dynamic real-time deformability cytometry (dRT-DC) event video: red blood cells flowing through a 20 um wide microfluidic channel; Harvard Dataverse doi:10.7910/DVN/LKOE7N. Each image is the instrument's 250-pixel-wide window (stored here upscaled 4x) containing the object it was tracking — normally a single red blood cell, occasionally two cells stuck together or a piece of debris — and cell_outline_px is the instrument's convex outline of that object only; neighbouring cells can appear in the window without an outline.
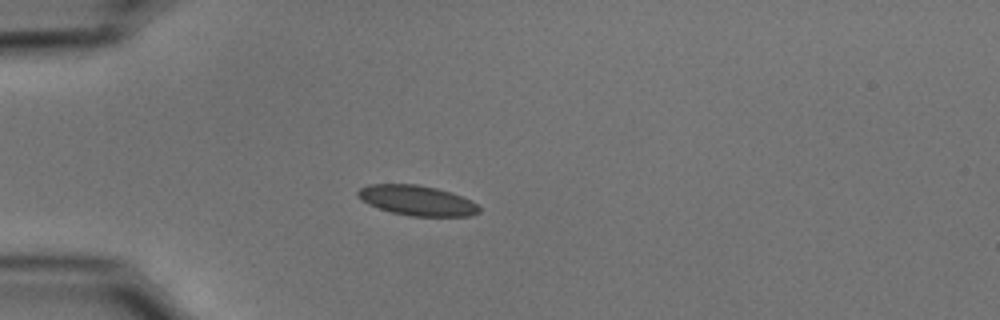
{"species": "common noctule bat (a hibernating species)", "species_latin": "Nyctalus noctula", "temperature_condition": "cold", "stored_images_in_passage": 40, "camera_frame_rate_fps": 3000, "um_per_image_px": 0.085, "animal": {"sex": "male", "body_mass_g": 15.6}, "frame": {"image": 1, "passage_image": 1, "time_ms": 0.0, "image_size_px": [1000, 320], "cell_outline_px": [[480, 212], [472, 216], [408, 216], [392, 212], [368, 204], [356, 196], [356, 192], [360, 188], [368, 184], [416, 184], [436, 188], [452, 192], [472, 200], [480, 208]], "centroid_in_image_um": [35.45, 17.03], "position_along_channel_um": 49.5, "area_um2": 21.39}}
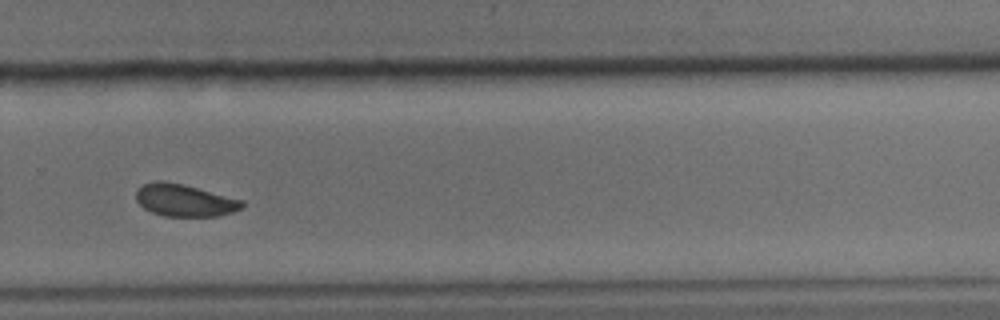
{"frame": {"image": 2, "passage_image": 24, "time_ms": 7.667, "image_size_px": [1000, 320], "cell_outline_px": [[244, 208], [232, 212], [216, 216], [164, 216], [152, 212], [144, 208], [136, 200], [136, 192], [144, 184], [152, 180], [160, 180], [184, 184], [244, 200]], "centroid_in_image_um": [15.71, 17.02], "position_along_channel_um": 314.1, "area_um2": 20.0}}
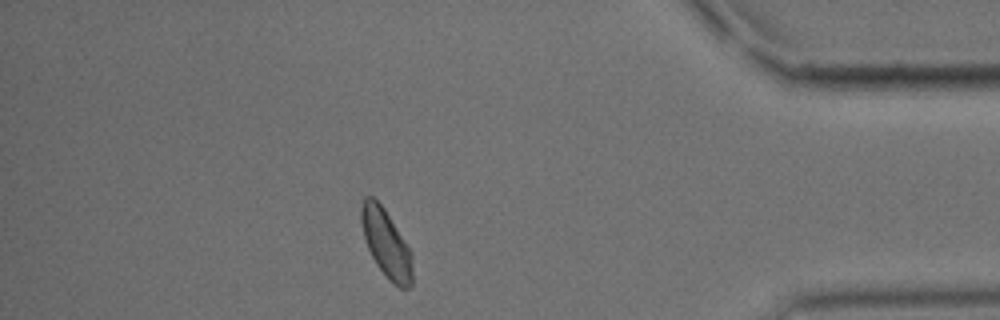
{"frame": {"image": 3, "passage_image": 34, "time_ms": 11.0, "image_size_px": [1000, 320], "cell_outline_px": [[412, 288], [400, 288], [388, 280], [376, 264], [368, 248], [364, 236], [360, 220], [360, 204], [364, 196], [372, 196], [384, 208], [412, 252]], "centroid_in_image_um": [32.82, 20.7], "position_along_channel_um": 402.4, "area_um2": 20.4}, "authors_computed_cell_mechanics": {"area_um2": 20.4323, "velocity_mm_per_s": 3.6701, "shape_relaxation_time_tau1_ms": 3.2036, "shape_relaxation_time_tau2_ms": 1.7022, "deformation_change_tau1": 0.0816, "deformation_change_tau2": 0.0546}}